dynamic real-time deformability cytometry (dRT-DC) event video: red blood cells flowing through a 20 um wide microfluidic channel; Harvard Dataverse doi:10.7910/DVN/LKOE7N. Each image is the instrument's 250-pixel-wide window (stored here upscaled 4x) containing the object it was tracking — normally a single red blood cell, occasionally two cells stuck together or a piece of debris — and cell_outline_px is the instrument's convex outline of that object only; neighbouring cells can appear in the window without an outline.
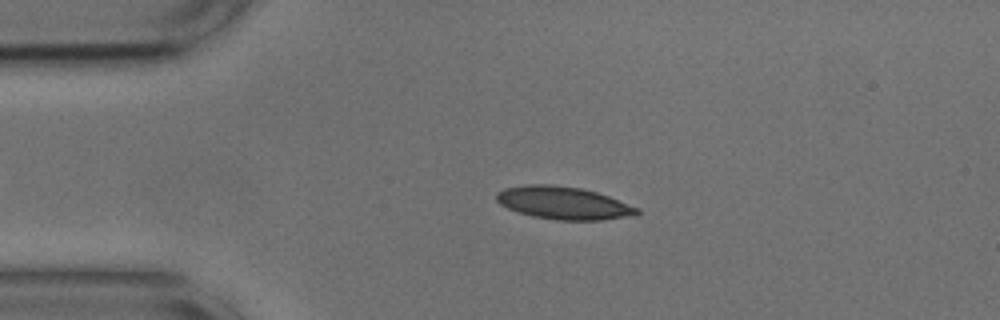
{"species": "common noctule bat (a hibernating species)", "species_latin": "Nyctalus noctula", "temperature_condition": "cold", "stored_images_in_passage": 47, "camera_frame_rate_fps": 3000, "um_per_image_px": 0.085, "animal": {"sex": "male", "body_mass_g": 17.9, "forearm_length_mm": 54.2}, "frame": {"image": 1, "passage_image": 10, "time_ms": 3.0, "image_size_px": [1000, 320], "cell_outline_px": [[640, 212], [624, 216], [600, 220], [556, 220], [532, 216], [508, 208], [500, 204], [496, 200], [496, 192], [504, 188], [524, 184], [552, 184], [580, 188], [596, 192], [608, 196], [640, 208]], "centroid_in_image_um": [47.83, 17.23], "position_along_channel_um": 37.2, "area_um2": 26.59}}
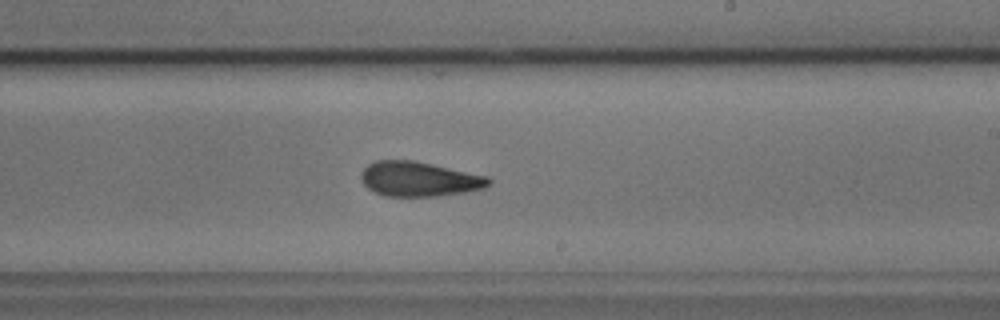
{"frame": {"image": 2, "passage_image": 30, "time_ms": 9.667, "image_size_px": [1000, 320], "cell_outline_px": [[492, 184], [484, 188], [464, 192], [436, 196], [384, 196], [368, 188], [360, 180], [360, 176], [364, 168], [368, 164], [376, 160], [412, 160], [432, 164], [488, 176], [492, 180]], "centroid_in_image_um": [35.63, 15.22], "position_along_channel_um": 253.4, "area_um2": 25.84}}
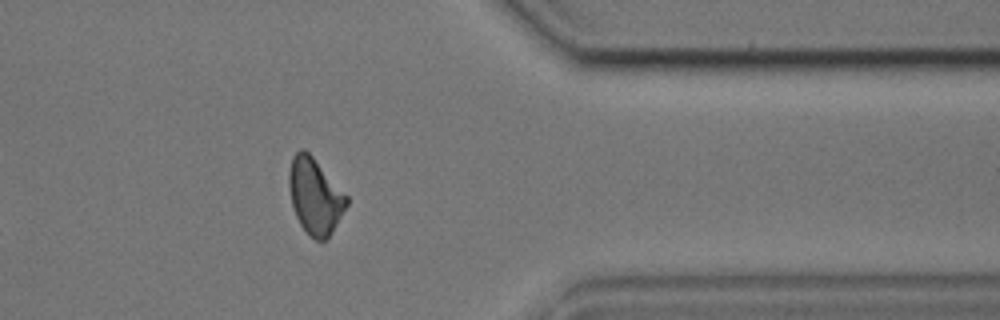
{"frame": {"image": 3, "passage_image": 42, "time_ms": 13.667, "image_size_px": [1000, 320], "cell_outline_px": [[348, 204], [328, 236], [324, 240], [316, 240], [308, 236], [300, 224], [296, 216], [292, 204], [288, 184], [288, 172], [292, 156], [300, 148], [304, 148], [312, 156], [348, 196]], "centroid_in_image_um": [26.74, 16.65], "position_along_channel_um": 384.7, "area_um2": 25.26}, "authors_computed_cell_mechanics": {"area_um2": 25.8944, "velocity_mm_per_s": 3.6712, "shape_relaxation_time_tau1_ms": 5.1073, "shape_relaxation_time_tau2_ms": 2.5266, "deformation_change_tau1": 0.1265, "deformation_change_tau2": 0.0889}}